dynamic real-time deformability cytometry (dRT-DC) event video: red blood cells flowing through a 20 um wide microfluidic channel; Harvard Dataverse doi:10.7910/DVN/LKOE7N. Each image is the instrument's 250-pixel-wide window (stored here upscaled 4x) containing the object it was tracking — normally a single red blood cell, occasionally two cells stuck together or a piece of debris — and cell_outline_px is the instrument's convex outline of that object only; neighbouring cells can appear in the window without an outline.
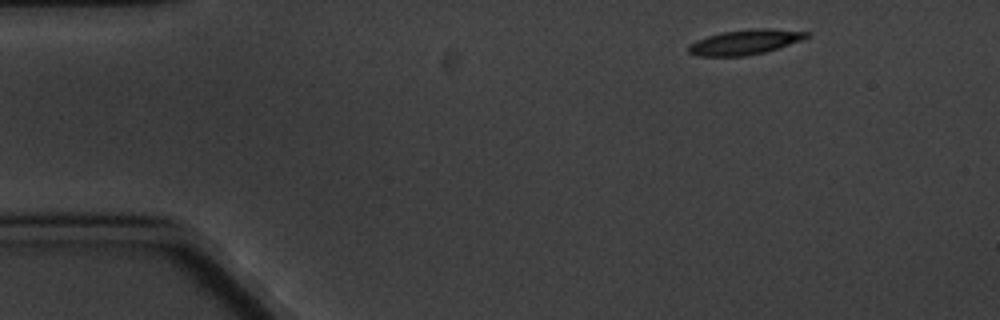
{"species": "common noctule bat (a hibernating species)", "species_latin": "Nyctalus noctula", "temperature_condition": "cold", "stored_images_in_passage": 3, "camera_frame_rate_fps": 3000, "um_per_image_px": 0.085, "animal": {"sex": "male", "body_mass_g": 20.1, "forearm_length_mm": 53.5}, "frame": {"image": 1, "passage_image": 1, "time_ms": 0.0, "image_size_px": [1000, 320], "cell_outline_px": [[812, 36], [804, 40], [764, 52], [744, 56], [696, 56], [688, 52], [688, 44], [696, 40], [720, 32], [752, 28], [768, 28], [812, 32]], "centroid_in_image_um": [63.37, 3.56], "position_along_channel_um": 21.6, "area_um2": 17.46}}
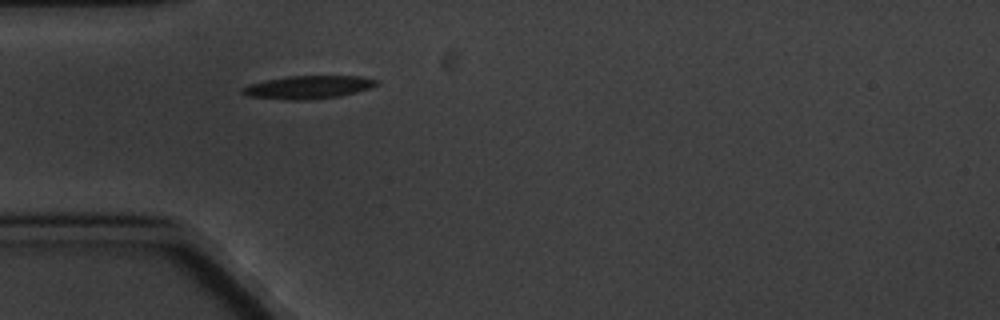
{"frame": {"image": 2, "passage_image": 3, "time_ms": 3.333, "image_size_px": [1000, 320], "cell_outline_px": [[380, 80], [376, 84], [368, 88], [356, 92], [340, 96], [300, 100], [288, 100], [248, 96], [240, 92], [240, 88], [248, 84], [288, 76], [360, 76]], "centroid_in_image_um": [26.16, 7.41], "position_along_channel_um": 58.8, "area_um2": 17.86}}